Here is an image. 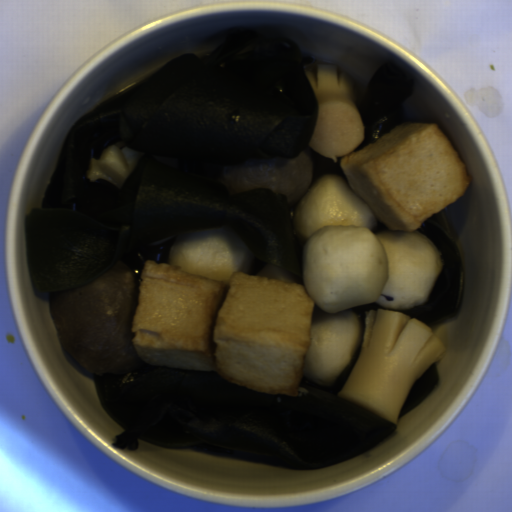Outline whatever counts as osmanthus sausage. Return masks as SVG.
<instances>
[{"label":"osmanthus sausage","instance_id":"1","mask_svg":"<svg viewBox=\"0 0 512 512\" xmlns=\"http://www.w3.org/2000/svg\"><path fill=\"white\" fill-rule=\"evenodd\" d=\"M447 349L445 325L430 329L402 313L367 311L360 356L338 396L396 424L414 383Z\"/></svg>","mask_w":512,"mask_h":512},{"label":"osmanthus sausage","instance_id":"2","mask_svg":"<svg viewBox=\"0 0 512 512\" xmlns=\"http://www.w3.org/2000/svg\"><path fill=\"white\" fill-rule=\"evenodd\" d=\"M315 93L318 112L310 147L318 154L330 156L333 162L350 154L365 134L358 109L349 91V77L343 71L338 77L337 64H321L317 78L304 70Z\"/></svg>","mask_w":512,"mask_h":512},{"label":"osmanthus sausage","instance_id":"3","mask_svg":"<svg viewBox=\"0 0 512 512\" xmlns=\"http://www.w3.org/2000/svg\"><path fill=\"white\" fill-rule=\"evenodd\" d=\"M138 160L133 148L107 147L99 159L91 161L88 171V180L105 179L113 181L120 187L130 176Z\"/></svg>","mask_w":512,"mask_h":512}]
</instances>
